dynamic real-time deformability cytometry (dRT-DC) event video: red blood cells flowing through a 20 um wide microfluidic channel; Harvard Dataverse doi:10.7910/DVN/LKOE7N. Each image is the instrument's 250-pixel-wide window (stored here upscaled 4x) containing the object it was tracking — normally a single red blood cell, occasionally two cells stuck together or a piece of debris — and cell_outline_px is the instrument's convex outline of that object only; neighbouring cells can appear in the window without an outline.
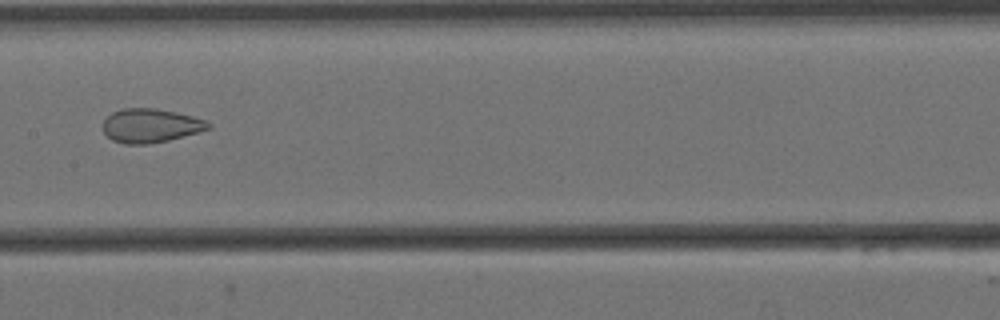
{"species": "Egyptian fruit bat (a non-hibernating species)", "species_latin": "Rousettus aegyptiacus", "temperature_condition": "cold", "stored_images_in_passage": 9, "camera_frame_rate_fps": 3000, "um_per_image_px": 0.085, "animal": {"sex": "female"}, "frame": {"image": 1, "passage_image": 8, "time_ms": 2.333, "image_size_px": [1000, 320], "cell_outline_px": [[212, 128], [168, 140], [148, 144], [124, 144], [112, 140], [104, 132], [104, 120], [112, 112], [120, 108], [156, 108], [176, 112], [208, 120], [212, 124]], "centroid_in_image_um": [12.82, 10.67], "position_along_channel_um": 194.6, "area_um2": 20.87}}
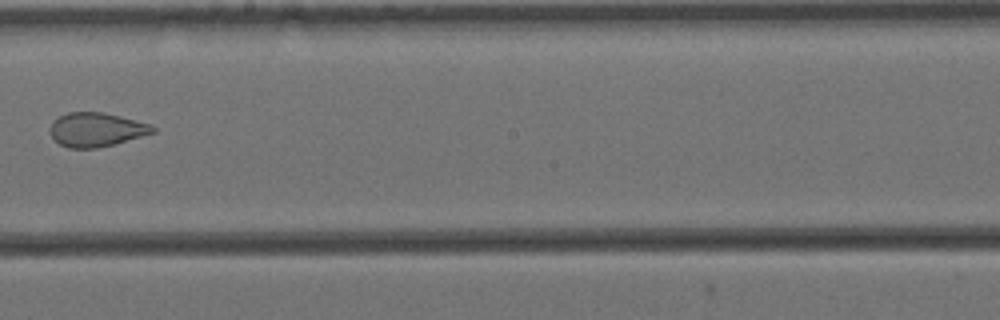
{"frame": {"image": 2, "passage_image": 9, "time_ms": 2.667, "image_size_px": [1000, 320], "cell_outline_px": [[156, 132], [112, 144], [96, 148], [68, 148], [60, 144], [52, 136], [52, 124], [60, 116], [68, 112], [104, 112], [152, 124], [156, 128]], "centroid_in_image_um": [8.24, 11.01], "position_along_channel_um": 240.0, "area_um2": 20.0}}